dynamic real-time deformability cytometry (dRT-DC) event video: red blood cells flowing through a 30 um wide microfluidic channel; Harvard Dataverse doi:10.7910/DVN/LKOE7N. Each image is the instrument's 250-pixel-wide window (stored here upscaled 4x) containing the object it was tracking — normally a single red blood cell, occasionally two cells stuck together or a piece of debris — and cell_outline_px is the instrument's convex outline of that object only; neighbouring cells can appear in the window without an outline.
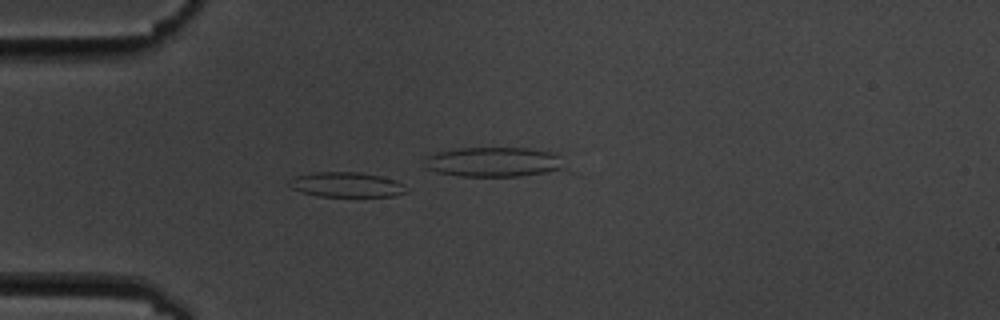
{"species": "common noctule bat (a hibernating species)", "species_latin": "Nyctalus noctula", "temperature_condition": "cold", "stored_images_in_passage": 4, "camera_frame_rate_fps": 3000, "um_per_image_px": 0.085, "animal": {"sex": "male", "body_mass_g": 19.5, "forearm_length_mm": 54.6}, "frame": {"image": 1, "passage_image": 3, "time_ms": 2.333, "image_size_px": [1000, 320], "cell_outline_px": [[408, 192], [392, 196], [316, 196], [292, 188], [288, 184], [288, 180], [296, 176], [312, 172], [360, 172], [380, 176], [396, 180], [404, 184]], "centroid_in_image_um": [29.46, 15.69], "position_along_channel_um": 55.5, "area_um2": 16.99}}